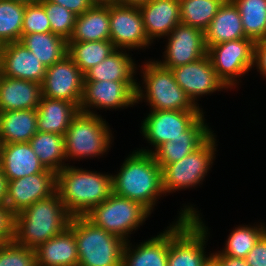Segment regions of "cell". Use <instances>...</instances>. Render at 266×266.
<instances>
[{
  "mask_svg": "<svg viewBox=\"0 0 266 266\" xmlns=\"http://www.w3.org/2000/svg\"><path fill=\"white\" fill-rule=\"evenodd\" d=\"M72 215L66 210L57 192L15 214L14 242L36 249L64 232Z\"/></svg>",
  "mask_w": 266,
  "mask_h": 266,
  "instance_id": "6da1fadb",
  "label": "cell"
},
{
  "mask_svg": "<svg viewBox=\"0 0 266 266\" xmlns=\"http://www.w3.org/2000/svg\"><path fill=\"white\" fill-rule=\"evenodd\" d=\"M112 176L67 165L56 173V192L72 217L85 216L113 193Z\"/></svg>",
  "mask_w": 266,
  "mask_h": 266,
  "instance_id": "7a4b0ae2",
  "label": "cell"
},
{
  "mask_svg": "<svg viewBox=\"0 0 266 266\" xmlns=\"http://www.w3.org/2000/svg\"><path fill=\"white\" fill-rule=\"evenodd\" d=\"M112 176L113 193L141 203L150 212L163 192L162 169L152 153L134 152Z\"/></svg>",
  "mask_w": 266,
  "mask_h": 266,
  "instance_id": "3957f363",
  "label": "cell"
},
{
  "mask_svg": "<svg viewBox=\"0 0 266 266\" xmlns=\"http://www.w3.org/2000/svg\"><path fill=\"white\" fill-rule=\"evenodd\" d=\"M68 228L76 238L78 266H122L123 239L95 226L85 216L72 217Z\"/></svg>",
  "mask_w": 266,
  "mask_h": 266,
  "instance_id": "277c9868",
  "label": "cell"
},
{
  "mask_svg": "<svg viewBox=\"0 0 266 266\" xmlns=\"http://www.w3.org/2000/svg\"><path fill=\"white\" fill-rule=\"evenodd\" d=\"M197 211L185 207L177 223L169 228L168 266H205L211 255L204 254L207 227Z\"/></svg>",
  "mask_w": 266,
  "mask_h": 266,
  "instance_id": "5b68a950",
  "label": "cell"
},
{
  "mask_svg": "<svg viewBox=\"0 0 266 266\" xmlns=\"http://www.w3.org/2000/svg\"><path fill=\"white\" fill-rule=\"evenodd\" d=\"M106 121L93 112L79 111L64 135L68 158H86L103 154L109 148L111 135Z\"/></svg>",
  "mask_w": 266,
  "mask_h": 266,
  "instance_id": "8992f818",
  "label": "cell"
},
{
  "mask_svg": "<svg viewBox=\"0 0 266 266\" xmlns=\"http://www.w3.org/2000/svg\"><path fill=\"white\" fill-rule=\"evenodd\" d=\"M150 211L141 203L112 193L85 217L95 226L126 242V236L145 221Z\"/></svg>",
  "mask_w": 266,
  "mask_h": 266,
  "instance_id": "52a82bcc",
  "label": "cell"
},
{
  "mask_svg": "<svg viewBox=\"0 0 266 266\" xmlns=\"http://www.w3.org/2000/svg\"><path fill=\"white\" fill-rule=\"evenodd\" d=\"M143 70L144 96L153 110L202 111L177 84L171 69L150 61Z\"/></svg>",
  "mask_w": 266,
  "mask_h": 266,
  "instance_id": "ba28073f",
  "label": "cell"
},
{
  "mask_svg": "<svg viewBox=\"0 0 266 266\" xmlns=\"http://www.w3.org/2000/svg\"><path fill=\"white\" fill-rule=\"evenodd\" d=\"M215 140L212 134L192 153L178 162H173L162 168L164 193L195 186L204 179L213 163L214 151H216Z\"/></svg>",
  "mask_w": 266,
  "mask_h": 266,
  "instance_id": "9c48e42d",
  "label": "cell"
},
{
  "mask_svg": "<svg viewBox=\"0 0 266 266\" xmlns=\"http://www.w3.org/2000/svg\"><path fill=\"white\" fill-rule=\"evenodd\" d=\"M254 45L252 39L245 37L207 47L211 64L227 88L254 66Z\"/></svg>",
  "mask_w": 266,
  "mask_h": 266,
  "instance_id": "30bf717a",
  "label": "cell"
},
{
  "mask_svg": "<svg viewBox=\"0 0 266 266\" xmlns=\"http://www.w3.org/2000/svg\"><path fill=\"white\" fill-rule=\"evenodd\" d=\"M141 87L135 81H84L79 110L87 113L90 107L122 108L134 105L144 98Z\"/></svg>",
  "mask_w": 266,
  "mask_h": 266,
  "instance_id": "8fae6325",
  "label": "cell"
},
{
  "mask_svg": "<svg viewBox=\"0 0 266 266\" xmlns=\"http://www.w3.org/2000/svg\"><path fill=\"white\" fill-rule=\"evenodd\" d=\"M84 73L67 55L60 62L47 67L41 84L42 96L50 99L66 100L78 107L81 102Z\"/></svg>",
  "mask_w": 266,
  "mask_h": 266,
  "instance_id": "7c38bea8",
  "label": "cell"
},
{
  "mask_svg": "<svg viewBox=\"0 0 266 266\" xmlns=\"http://www.w3.org/2000/svg\"><path fill=\"white\" fill-rule=\"evenodd\" d=\"M201 111L152 110L144 119L141 131L157 149L178 137H186V130L202 115Z\"/></svg>",
  "mask_w": 266,
  "mask_h": 266,
  "instance_id": "4fadbf2b",
  "label": "cell"
},
{
  "mask_svg": "<svg viewBox=\"0 0 266 266\" xmlns=\"http://www.w3.org/2000/svg\"><path fill=\"white\" fill-rule=\"evenodd\" d=\"M110 41L116 49L148 47L151 43L145 33L139 7L109 5Z\"/></svg>",
  "mask_w": 266,
  "mask_h": 266,
  "instance_id": "5bb4252c",
  "label": "cell"
},
{
  "mask_svg": "<svg viewBox=\"0 0 266 266\" xmlns=\"http://www.w3.org/2000/svg\"><path fill=\"white\" fill-rule=\"evenodd\" d=\"M56 192V173L46 170L6 181L5 204L14 214H19L33 203Z\"/></svg>",
  "mask_w": 266,
  "mask_h": 266,
  "instance_id": "9a60e30c",
  "label": "cell"
},
{
  "mask_svg": "<svg viewBox=\"0 0 266 266\" xmlns=\"http://www.w3.org/2000/svg\"><path fill=\"white\" fill-rule=\"evenodd\" d=\"M169 42L165 51V60L156 61L164 68L172 69L195 62L207 55L204 31L179 23L168 35Z\"/></svg>",
  "mask_w": 266,
  "mask_h": 266,
  "instance_id": "2e32d148",
  "label": "cell"
},
{
  "mask_svg": "<svg viewBox=\"0 0 266 266\" xmlns=\"http://www.w3.org/2000/svg\"><path fill=\"white\" fill-rule=\"evenodd\" d=\"M171 71L177 84L196 106L195 100L200 95L227 88L218 78L208 55L195 62L172 68Z\"/></svg>",
  "mask_w": 266,
  "mask_h": 266,
  "instance_id": "e0dca14e",
  "label": "cell"
},
{
  "mask_svg": "<svg viewBox=\"0 0 266 266\" xmlns=\"http://www.w3.org/2000/svg\"><path fill=\"white\" fill-rule=\"evenodd\" d=\"M0 69L5 77L42 84L47 68L18 41L0 46Z\"/></svg>",
  "mask_w": 266,
  "mask_h": 266,
  "instance_id": "ac0fdd59",
  "label": "cell"
},
{
  "mask_svg": "<svg viewBox=\"0 0 266 266\" xmlns=\"http://www.w3.org/2000/svg\"><path fill=\"white\" fill-rule=\"evenodd\" d=\"M203 114L186 130V137H178L160 145L155 152L152 150L139 151L152 153L161 169L168 164L178 162L199 148L212 134L204 124Z\"/></svg>",
  "mask_w": 266,
  "mask_h": 266,
  "instance_id": "d6986e66",
  "label": "cell"
},
{
  "mask_svg": "<svg viewBox=\"0 0 266 266\" xmlns=\"http://www.w3.org/2000/svg\"><path fill=\"white\" fill-rule=\"evenodd\" d=\"M0 167L6 181L47 170L40 163L29 142L0 144Z\"/></svg>",
  "mask_w": 266,
  "mask_h": 266,
  "instance_id": "ffe728a7",
  "label": "cell"
},
{
  "mask_svg": "<svg viewBox=\"0 0 266 266\" xmlns=\"http://www.w3.org/2000/svg\"><path fill=\"white\" fill-rule=\"evenodd\" d=\"M139 9L150 42L156 37L169 35L181 23L179 0H150Z\"/></svg>",
  "mask_w": 266,
  "mask_h": 266,
  "instance_id": "44dd1931",
  "label": "cell"
},
{
  "mask_svg": "<svg viewBox=\"0 0 266 266\" xmlns=\"http://www.w3.org/2000/svg\"><path fill=\"white\" fill-rule=\"evenodd\" d=\"M41 97L40 83L0 74V112L37 109Z\"/></svg>",
  "mask_w": 266,
  "mask_h": 266,
  "instance_id": "7402d4cb",
  "label": "cell"
},
{
  "mask_svg": "<svg viewBox=\"0 0 266 266\" xmlns=\"http://www.w3.org/2000/svg\"><path fill=\"white\" fill-rule=\"evenodd\" d=\"M204 35L206 47L246 37L240 12L232 0L224 1Z\"/></svg>",
  "mask_w": 266,
  "mask_h": 266,
  "instance_id": "603a6c76",
  "label": "cell"
},
{
  "mask_svg": "<svg viewBox=\"0 0 266 266\" xmlns=\"http://www.w3.org/2000/svg\"><path fill=\"white\" fill-rule=\"evenodd\" d=\"M35 253L37 266H78L76 238L69 228L40 244Z\"/></svg>",
  "mask_w": 266,
  "mask_h": 266,
  "instance_id": "cb8c5ba5",
  "label": "cell"
},
{
  "mask_svg": "<svg viewBox=\"0 0 266 266\" xmlns=\"http://www.w3.org/2000/svg\"><path fill=\"white\" fill-rule=\"evenodd\" d=\"M79 111L75 103L42 96L37 107V131L64 136Z\"/></svg>",
  "mask_w": 266,
  "mask_h": 266,
  "instance_id": "d4e9b609",
  "label": "cell"
},
{
  "mask_svg": "<svg viewBox=\"0 0 266 266\" xmlns=\"http://www.w3.org/2000/svg\"><path fill=\"white\" fill-rule=\"evenodd\" d=\"M126 241L122 266H168L169 229L139 244L133 252Z\"/></svg>",
  "mask_w": 266,
  "mask_h": 266,
  "instance_id": "484cf974",
  "label": "cell"
},
{
  "mask_svg": "<svg viewBox=\"0 0 266 266\" xmlns=\"http://www.w3.org/2000/svg\"><path fill=\"white\" fill-rule=\"evenodd\" d=\"M37 109L0 112V144L29 142L37 131Z\"/></svg>",
  "mask_w": 266,
  "mask_h": 266,
  "instance_id": "4316f807",
  "label": "cell"
},
{
  "mask_svg": "<svg viewBox=\"0 0 266 266\" xmlns=\"http://www.w3.org/2000/svg\"><path fill=\"white\" fill-rule=\"evenodd\" d=\"M110 40L109 6L93 5L76 17L74 31L68 42Z\"/></svg>",
  "mask_w": 266,
  "mask_h": 266,
  "instance_id": "83f0119b",
  "label": "cell"
},
{
  "mask_svg": "<svg viewBox=\"0 0 266 266\" xmlns=\"http://www.w3.org/2000/svg\"><path fill=\"white\" fill-rule=\"evenodd\" d=\"M19 42L27 47L46 68L67 56L68 41L52 32L24 34Z\"/></svg>",
  "mask_w": 266,
  "mask_h": 266,
  "instance_id": "f1b7e54d",
  "label": "cell"
},
{
  "mask_svg": "<svg viewBox=\"0 0 266 266\" xmlns=\"http://www.w3.org/2000/svg\"><path fill=\"white\" fill-rule=\"evenodd\" d=\"M116 49L101 63L91 67L84 73V81H135L133 74L135 64L127 53Z\"/></svg>",
  "mask_w": 266,
  "mask_h": 266,
  "instance_id": "f546056e",
  "label": "cell"
},
{
  "mask_svg": "<svg viewBox=\"0 0 266 266\" xmlns=\"http://www.w3.org/2000/svg\"><path fill=\"white\" fill-rule=\"evenodd\" d=\"M29 144L45 169L57 173L65 167L62 164L66 158L63 135L38 131Z\"/></svg>",
  "mask_w": 266,
  "mask_h": 266,
  "instance_id": "4dcf8cb0",
  "label": "cell"
},
{
  "mask_svg": "<svg viewBox=\"0 0 266 266\" xmlns=\"http://www.w3.org/2000/svg\"><path fill=\"white\" fill-rule=\"evenodd\" d=\"M116 50L110 40L68 42L67 55L85 73Z\"/></svg>",
  "mask_w": 266,
  "mask_h": 266,
  "instance_id": "1f68e13d",
  "label": "cell"
},
{
  "mask_svg": "<svg viewBox=\"0 0 266 266\" xmlns=\"http://www.w3.org/2000/svg\"><path fill=\"white\" fill-rule=\"evenodd\" d=\"M240 12L247 38L254 42L266 39V0H232Z\"/></svg>",
  "mask_w": 266,
  "mask_h": 266,
  "instance_id": "d6a6232c",
  "label": "cell"
},
{
  "mask_svg": "<svg viewBox=\"0 0 266 266\" xmlns=\"http://www.w3.org/2000/svg\"><path fill=\"white\" fill-rule=\"evenodd\" d=\"M225 0H179L182 24L205 31Z\"/></svg>",
  "mask_w": 266,
  "mask_h": 266,
  "instance_id": "836d02e7",
  "label": "cell"
},
{
  "mask_svg": "<svg viewBox=\"0 0 266 266\" xmlns=\"http://www.w3.org/2000/svg\"><path fill=\"white\" fill-rule=\"evenodd\" d=\"M25 8L24 3L0 0V46L20 41Z\"/></svg>",
  "mask_w": 266,
  "mask_h": 266,
  "instance_id": "e575fe53",
  "label": "cell"
},
{
  "mask_svg": "<svg viewBox=\"0 0 266 266\" xmlns=\"http://www.w3.org/2000/svg\"><path fill=\"white\" fill-rule=\"evenodd\" d=\"M246 227L240 226L232 231L226 241V248L220 253L233 258H246L247 254L253 249L255 243L266 232L265 227Z\"/></svg>",
  "mask_w": 266,
  "mask_h": 266,
  "instance_id": "d590c367",
  "label": "cell"
},
{
  "mask_svg": "<svg viewBox=\"0 0 266 266\" xmlns=\"http://www.w3.org/2000/svg\"><path fill=\"white\" fill-rule=\"evenodd\" d=\"M40 3L49 19L51 32L69 41L74 31L77 15L49 0H41Z\"/></svg>",
  "mask_w": 266,
  "mask_h": 266,
  "instance_id": "8d00e7d4",
  "label": "cell"
},
{
  "mask_svg": "<svg viewBox=\"0 0 266 266\" xmlns=\"http://www.w3.org/2000/svg\"><path fill=\"white\" fill-rule=\"evenodd\" d=\"M0 266H37L35 249L12 241L0 249Z\"/></svg>",
  "mask_w": 266,
  "mask_h": 266,
  "instance_id": "74e56055",
  "label": "cell"
},
{
  "mask_svg": "<svg viewBox=\"0 0 266 266\" xmlns=\"http://www.w3.org/2000/svg\"><path fill=\"white\" fill-rule=\"evenodd\" d=\"M47 32H51V26L42 4H27L23 15L22 35Z\"/></svg>",
  "mask_w": 266,
  "mask_h": 266,
  "instance_id": "f35d334b",
  "label": "cell"
},
{
  "mask_svg": "<svg viewBox=\"0 0 266 266\" xmlns=\"http://www.w3.org/2000/svg\"><path fill=\"white\" fill-rule=\"evenodd\" d=\"M15 214L6 204H0V239L4 243L14 240Z\"/></svg>",
  "mask_w": 266,
  "mask_h": 266,
  "instance_id": "ab89813d",
  "label": "cell"
},
{
  "mask_svg": "<svg viewBox=\"0 0 266 266\" xmlns=\"http://www.w3.org/2000/svg\"><path fill=\"white\" fill-rule=\"evenodd\" d=\"M248 266H266V232L245 258Z\"/></svg>",
  "mask_w": 266,
  "mask_h": 266,
  "instance_id": "60d3db41",
  "label": "cell"
},
{
  "mask_svg": "<svg viewBox=\"0 0 266 266\" xmlns=\"http://www.w3.org/2000/svg\"><path fill=\"white\" fill-rule=\"evenodd\" d=\"M56 4H59L75 15H82L84 12L89 10L93 5L89 0H49Z\"/></svg>",
  "mask_w": 266,
  "mask_h": 266,
  "instance_id": "b9f144b4",
  "label": "cell"
},
{
  "mask_svg": "<svg viewBox=\"0 0 266 266\" xmlns=\"http://www.w3.org/2000/svg\"><path fill=\"white\" fill-rule=\"evenodd\" d=\"M254 63L263 76H266V39L255 42Z\"/></svg>",
  "mask_w": 266,
  "mask_h": 266,
  "instance_id": "7bdbcfd3",
  "label": "cell"
},
{
  "mask_svg": "<svg viewBox=\"0 0 266 266\" xmlns=\"http://www.w3.org/2000/svg\"><path fill=\"white\" fill-rule=\"evenodd\" d=\"M218 266H248L244 258H233L223 254H211Z\"/></svg>",
  "mask_w": 266,
  "mask_h": 266,
  "instance_id": "ee69618b",
  "label": "cell"
},
{
  "mask_svg": "<svg viewBox=\"0 0 266 266\" xmlns=\"http://www.w3.org/2000/svg\"><path fill=\"white\" fill-rule=\"evenodd\" d=\"M6 197V179L0 167V204H5Z\"/></svg>",
  "mask_w": 266,
  "mask_h": 266,
  "instance_id": "f6af8a7d",
  "label": "cell"
},
{
  "mask_svg": "<svg viewBox=\"0 0 266 266\" xmlns=\"http://www.w3.org/2000/svg\"><path fill=\"white\" fill-rule=\"evenodd\" d=\"M149 1L150 0H116V3L120 5H125V6L140 7L148 3Z\"/></svg>",
  "mask_w": 266,
  "mask_h": 266,
  "instance_id": "bcb514c9",
  "label": "cell"
},
{
  "mask_svg": "<svg viewBox=\"0 0 266 266\" xmlns=\"http://www.w3.org/2000/svg\"><path fill=\"white\" fill-rule=\"evenodd\" d=\"M92 5L109 6L116 4V0H89Z\"/></svg>",
  "mask_w": 266,
  "mask_h": 266,
  "instance_id": "7dc6e473",
  "label": "cell"
},
{
  "mask_svg": "<svg viewBox=\"0 0 266 266\" xmlns=\"http://www.w3.org/2000/svg\"><path fill=\"white\" fill-rule=\"evenodd\" d=\"M12 1H16V2H20V3H24V4H34V3H40L41 0H12Z\"/></svg>",
  "mask_w": 266,
  "mask_h": 266,
  "instance_id": "c3c4849f",
  "label": "cell"
},
{
  "mask_svg": "<svg viewBox=\"0 0 266 266\" xmlns=\"http://www.w3.org/2000/svg\"><path fill=\"white\" fill-rule=\"evenodd\" d=\"M205 266H218V264L211 258V260Z\"/></svg>",
  "mask_w": 266,
  "mask_h": 266,
  "instance_id": "681fc988",
  "label": "cell"
},
{
  "mask_svg": "<svg viewBox=\"0 0 266 266\" xmlns=\"http://www.w3.org/2000/svg\"><path fill=\"white\" fill-rule=\"evenodd\" d=\"M5 243L0 239V249L2 248V246L4 245Z\"/></svg>",
  "mask_w": 266,
  "mask_h": 266,
  "instance_id": "f907efd6",
  "label": "cell"
}]
</instances>
